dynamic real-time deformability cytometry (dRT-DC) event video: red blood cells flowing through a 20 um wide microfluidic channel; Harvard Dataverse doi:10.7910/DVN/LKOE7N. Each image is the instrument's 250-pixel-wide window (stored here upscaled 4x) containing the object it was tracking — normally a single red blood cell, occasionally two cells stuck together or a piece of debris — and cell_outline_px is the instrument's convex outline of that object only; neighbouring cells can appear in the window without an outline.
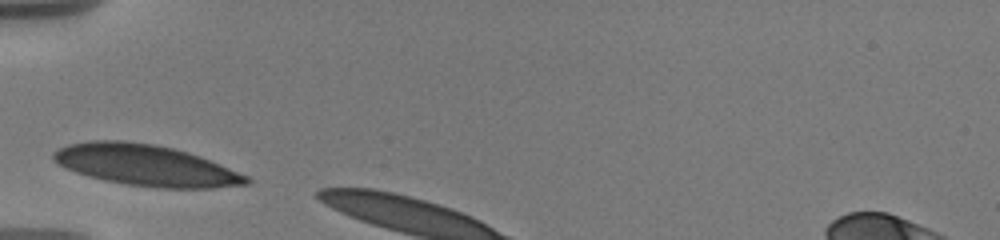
{"species": "human", "species_latin": "Homo sapiens", "temperature_condition": "warm", "stored_images_in_passage": 4, "camera_frame_rate_fps": 3000, "um_per_image_px": 0.085, "donor": {"sex": "male"}, "frame": {"image": 1, "passage_image": 1, "time_ms": 0.0, "image_size_px": [1000, 240], "cell_outline_px": [[252, 180], [248, 184], [212, 188], [156, 188], [128, 184], [104, 180], [88, 176], [64, 168], [52, 160], [52, 152], [68, 144], [92, 140], [124, 140], [152, 144], [172, 148], [208, 160], [248, 176]], "centroid_in_image_um": [12.33, 14.05], "position_along_channel_um": 72.7, "area_um2": 45.84}}